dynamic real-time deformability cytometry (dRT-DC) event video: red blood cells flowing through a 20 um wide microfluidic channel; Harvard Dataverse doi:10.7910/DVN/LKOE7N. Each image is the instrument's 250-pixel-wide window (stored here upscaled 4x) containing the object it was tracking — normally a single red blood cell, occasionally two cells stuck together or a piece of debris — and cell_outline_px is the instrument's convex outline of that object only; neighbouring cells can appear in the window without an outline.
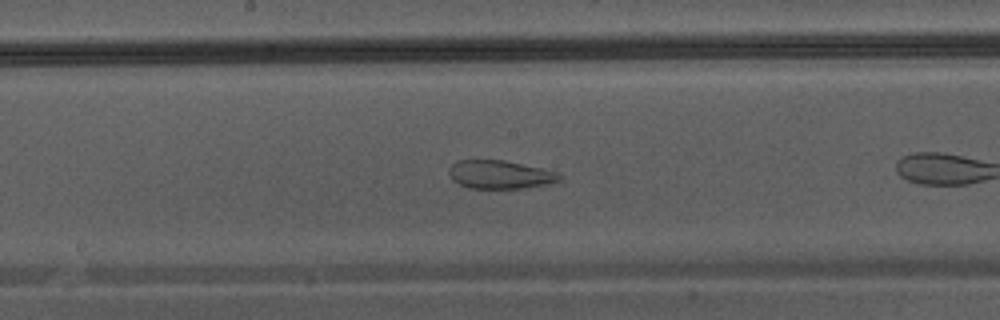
{"species": "Egyptian fruit bat (a non-hibernating species)", "species_latin": "Rousettus aegyptiacus", "temperature_condition": "warm", "stored_images_in_passage": 24, "camera_frame_rate_fps": 3000, "um_per_image_px": 0.085, "animal": {"sex": "male"}, "frame": {"image": 1, "passage_image": 11, "time_ms": 3.333, "image_size_px": [1000, 320], "cell_outline_px": [[560, 180], [548, 184], [520, 188], [468, 188], [452, 180], [448, 172], [448, 168], [456, 160], [504, 160], [560, 172]], "centroid_in_image_um": [42.48, 14.83], "position_along_channel_um": 205.7, "area_um2": 18.26}}